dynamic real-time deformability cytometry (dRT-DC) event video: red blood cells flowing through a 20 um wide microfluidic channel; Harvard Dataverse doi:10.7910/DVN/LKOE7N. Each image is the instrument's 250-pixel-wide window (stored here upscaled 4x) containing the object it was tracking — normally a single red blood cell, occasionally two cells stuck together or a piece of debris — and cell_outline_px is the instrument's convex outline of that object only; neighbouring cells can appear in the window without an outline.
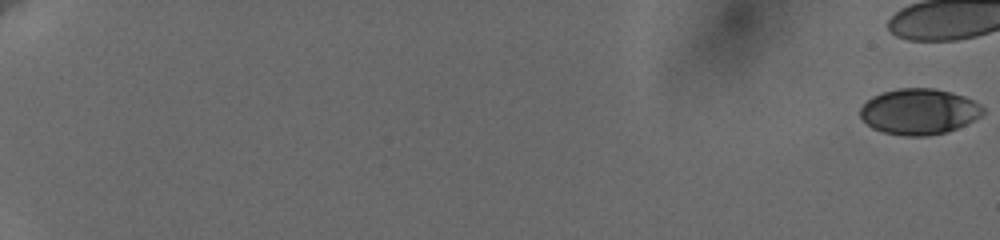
{"species": "human", "species_latin": "Homo sapiens", "temperature_condition": "cold", "stored_images_in_passage": 21, "camera_frame_rate_fps": 3000, "um_per_image_px": 0.085, "donor": {"sex": "female"}, "frame": {"image": 1, "passage_image": 1, "time_ms": 0.0, "image_size_px": [1000, 240], "cell_outline_px": [[984, 112], [980, 116], [956, 128], [944, 132], [928, 136], [904, 136], [884, 132], [872, 128], [860, 116], [860, 108], [872, 96], [884, 92], [900, 88], [932, 88], [952, 92], [964, 96], [980, 104], [984, 108]], "centroid_in_image_um": [78.11, 9.48], "position_along_channel_um": 6.9, "area_um2": 32.48}}